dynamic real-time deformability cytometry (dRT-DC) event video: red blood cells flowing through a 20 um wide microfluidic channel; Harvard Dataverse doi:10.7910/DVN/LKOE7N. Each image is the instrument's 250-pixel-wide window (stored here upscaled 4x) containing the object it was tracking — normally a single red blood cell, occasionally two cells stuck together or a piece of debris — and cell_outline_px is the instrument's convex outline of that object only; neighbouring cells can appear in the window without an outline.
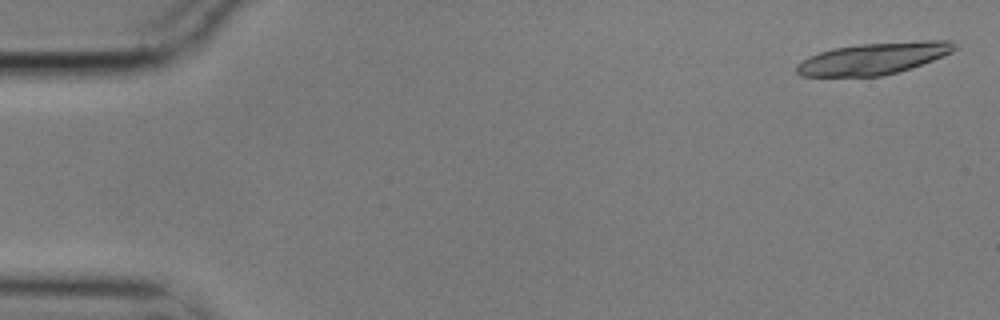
{"species": "common noctule bat (a hibernating species)", "species_latin": "Nyctalus noctula", "temperature_condition": "cold", "stored_images_in_passage": 10, "camera_frame_rate_fps": 3000, "um_per_image_px": 0.085, "animal": {"sex": "male", "body_mass_g": 17.9}, "frame": {"image": 1, "passage_image": 2, "time_ms": 0.333, "image_size_px": [1000, 320], "cell_outline_px": [[956, 48], [952, 52], [932, 60], [896, 72], [880, 76], [800, 76], [796, 72], [796, 64], [808, 56], [832, 48], [860, 44], [920, 40], [952, 40]], "centroid_in_image_um": [74.21, 4.96], "position_along_channel_um": 10.8, "area_um2": 29.07}}